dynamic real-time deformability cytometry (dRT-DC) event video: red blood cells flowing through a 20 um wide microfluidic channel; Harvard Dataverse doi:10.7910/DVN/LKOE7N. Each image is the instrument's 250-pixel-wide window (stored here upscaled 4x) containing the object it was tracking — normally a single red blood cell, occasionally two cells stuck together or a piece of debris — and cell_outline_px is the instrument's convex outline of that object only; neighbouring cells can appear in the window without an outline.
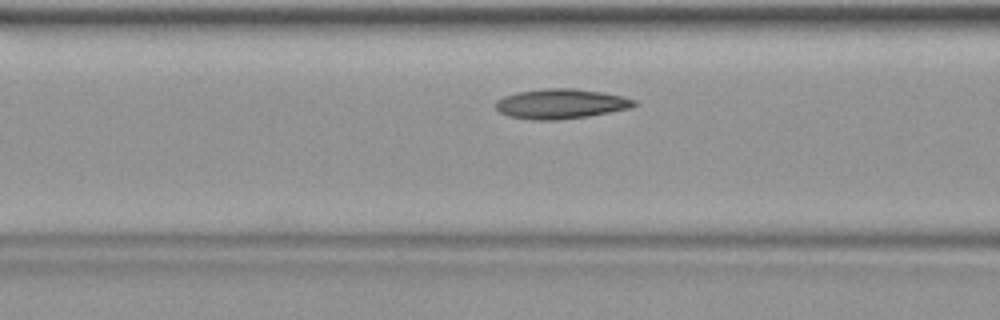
{"species": "common noctule bat (a hibernating species)", "species_latin": "Nyctalus noctula", "temperature_condition": "warm", "stored_images_in_passage": 34, "camera_frame_rate_fps": 3000, "um_per_image_px": 0.085, "animal": {"sex": "female", "body_mass_g": 19.9}, "frame": {"image": 1, "passage_image": 9, "time_ms": 2.667, "image_size_px": [1000, 320], "cell_outline_px": [[640, 104], [632, 108], [588, 116], [556, 120], [532, 120], [508, 116], [500, 112], [492, 104], [496, 100], [504, 96], [520, 92], [544, 88], [576, 88], [604, 92], [636, 100]], "centroid_in_image_um": [47.68, 8.82], "position_along_channel_um": 118.9, "area_um2": 24.33}}
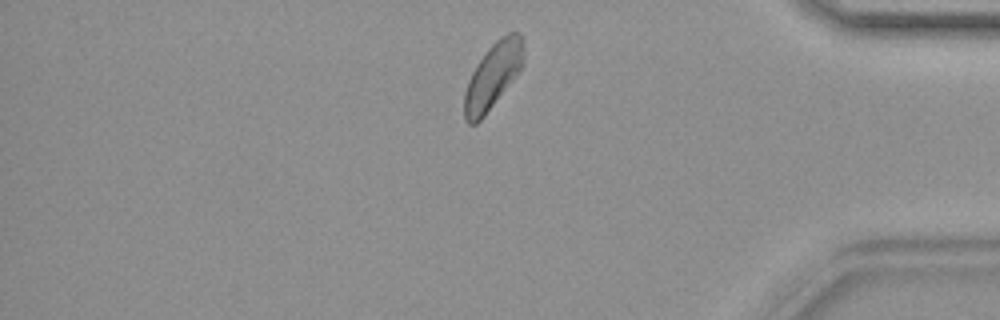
{"frame": {"image": 2, "passage_image": 28, "time_ms": 9.0, "image_size_px": [1000, 320], "cell_outline_px": [[524, 60], [516, 76], [484, 116], [476, 124], [468, 124], [464, 120], [464, 92], [468, 80], [476, 64], [484, 52], [500, 36], [508, 32], [520, 32], [524, 36]], "centroid_in_image_um": [41.9, 6.4], "position_along_channel_um": 393.3, "area_um2": 22.95}}
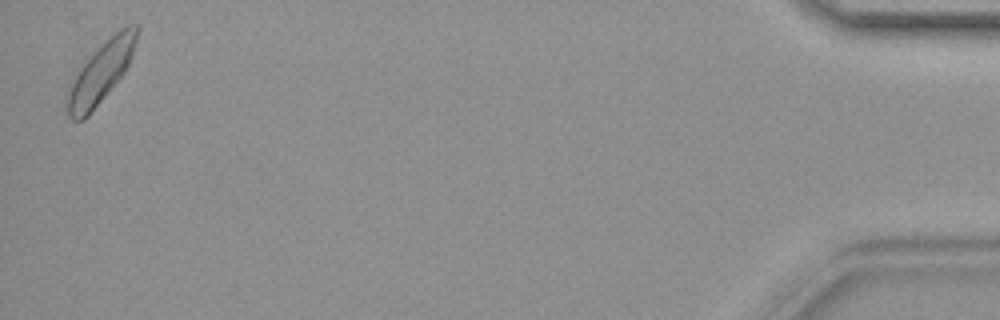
{"frame": {"image": 3, "passage_image": 34, "time_ms": 11.0, "image_size_px": [1000, 320], "cell_outline_px": [[140, 28], [128, 64], [124, 72], [88, 116], [84, 120], [72, 120], [68, 116], [64, 100], [64, 96], [72, 80], [80, 68], [120, 28], [128, 24], [140, 24]], "centroid_in_image_um": [8.53, 6.21], "position_along_channel_um": 426.7, "area_um2": 23.93}}